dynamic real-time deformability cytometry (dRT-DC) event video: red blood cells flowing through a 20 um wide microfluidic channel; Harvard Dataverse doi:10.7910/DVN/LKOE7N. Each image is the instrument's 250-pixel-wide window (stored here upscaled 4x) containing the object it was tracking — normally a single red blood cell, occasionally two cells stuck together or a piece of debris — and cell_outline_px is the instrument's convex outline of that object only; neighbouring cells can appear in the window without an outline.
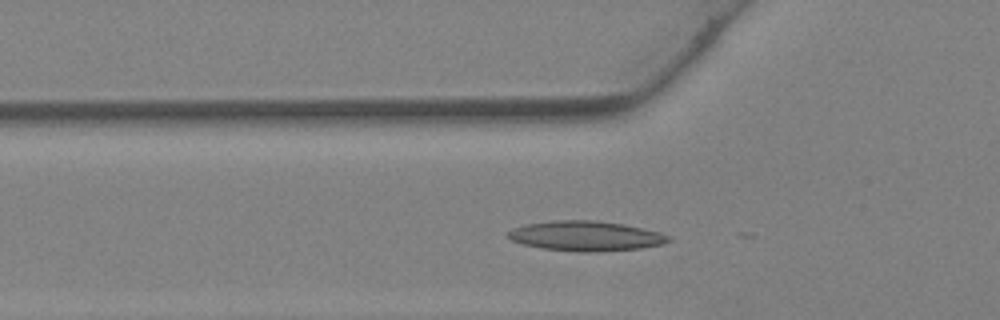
{"species": "Egyptian fruit bat (a non-hibernating species)", "species_latin": "Rousettus aegyptiacus", "temperature_condition": "warm", "stored_images_in_passage": 13, "camera_frame_rate_fps": 3000, "um_per_image_px": 0.085, "animal": {"sex": "female"}, "frame": {"image": 1, "passage_image": 6, "time_ms": 1.667, "image_size_px": [1000, 320], "cell_outline_px": [[672, 240], [664, 244], [640, 248], [592, 252], [580, 252], [540, 248], [524, 244], [512, 240], [504, 236], [504, 232], [512, 228], [524, 224], [552, 220], [596, 220], [624, 224], [660, 232], [672, 236]], "centroid_in_image_um": [49.76, 20.05], "position_along_channel_um": 76.0, "area_um2": 28.38}}
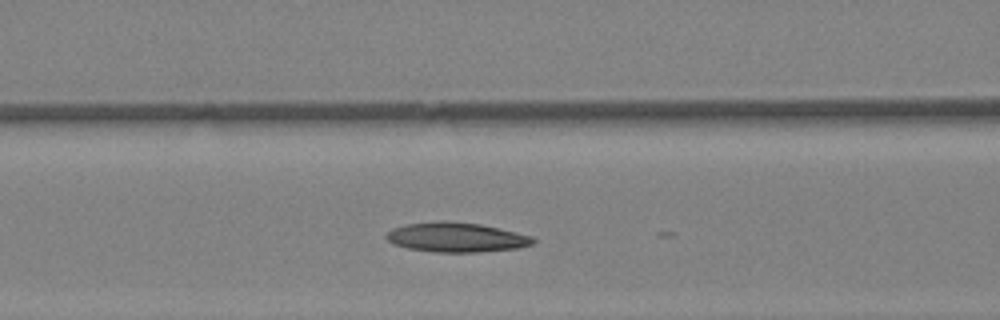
{"frame": {"image": 2, "passage_image": 9, "time_ms": 2.667, "image_size_px": [1000, 320], "cell_outline_px": [[536, 240], [532, 244], [516, 248], [480, 252], [436, 252], [408, 248], [392, 244], [384, 236], [392, 228], [404, 224], [436, 220], [448, 220], [480, 224], [516, 232], [532, 236]], "centroid_in_image_um": [38.74, 20.15], "position_along_channel_um": 127.9, "area_um2": 25.49}}
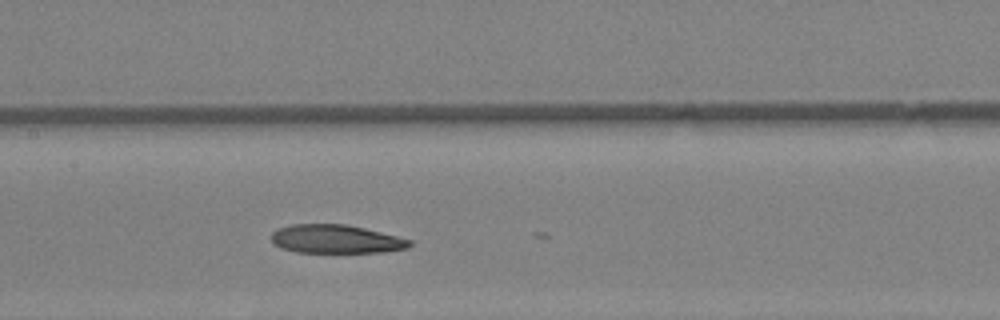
{"frame": {"image": 3, "passage_image": 12, "time_ms": 3.667, "image_size_px": [1000, 320], "cell_outline_px": [[412, 244], [408, 248], [384, 252], [296, 252], [284, 248], [276, 244], [272, 240], [272, 232], [276, 228], [292, 224], [344, 224], [364, 228], [412, 240]], "centroid_in_image_um": [28.56, 20.31], "position_along_channel_um": 178.8, "area_um2": 22.83}}